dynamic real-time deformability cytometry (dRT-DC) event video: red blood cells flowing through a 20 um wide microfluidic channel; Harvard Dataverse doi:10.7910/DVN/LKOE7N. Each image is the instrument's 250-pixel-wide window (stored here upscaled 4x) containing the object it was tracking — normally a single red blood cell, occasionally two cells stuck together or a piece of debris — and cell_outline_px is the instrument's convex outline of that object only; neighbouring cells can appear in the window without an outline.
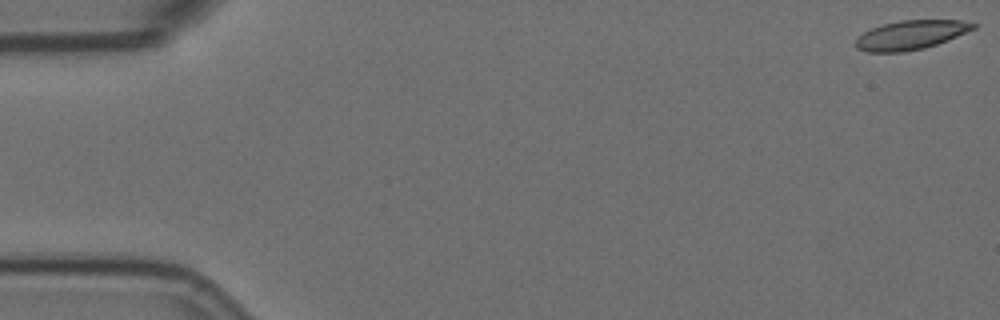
{"species": "Egyptian fruit bat (a non-hibernating species)", "species_latin": "Rousettus aegyptiacus", "temperature_condition": "room temperature", "stored_images_in_passage": 8, "camera_frame_rate_fps": 3000, "um_per_image_px": 0.085, "animal": {"sex": "female"}, "frame": {"image": 1, "passage_image": 1, "time_ms": 0.0, "image_size_px": [1000, 320], "cell_outline_px": [[976, 28], [948, 40], [924, 48], [904, 52], [868, 52], [856, 48], [856, 40], [864, 32], [872, 28], [884, 24], [900, 20], [960, 20], [976, 24]], "centroid_in_image_um": [77.43, 2.97], "position_along_channel_um": 7.6, "area_um2": 19.77}}
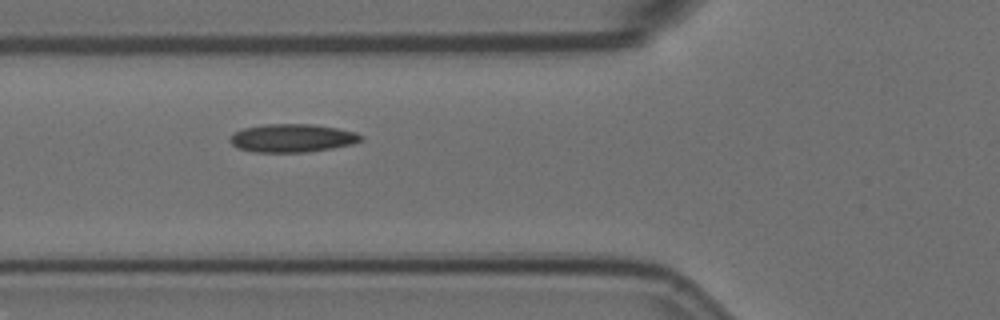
{"frame": {"image": 2, "passage_image": 7, "time_ms": 2.0, "image_size_px": [1000, 320], "cell_outline_px": [[364, 136], [360, 140], [352, 144], [332, 148], [308, 152], [252, 152], [236, 148], [228, 140], [236, 132], [244, 128], [264, 124], [312, 124], [336, 128], [356, 132]], "centroid_in_image_um": [24.82, 11.74], "position_along_channel_um": 101.0, "area_um2": 21.5}}
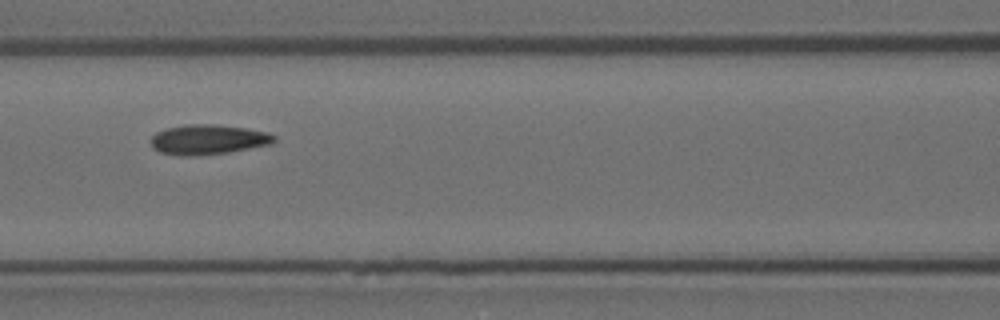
{"frame": {"image": 3, "passage_image": 8, "time_ms": 2.333, "image_size_px": [1000, 320], "cell_outline_px": [[276, 140], [272, 144], [228, 152], [196, 156], [180, 156], [160, 152], [152, 148], [152, 136], [156, 132], [168, 128], [184, 124], [212, 124], [248, 128], [268, 132], [276, 136]], "centroid_in_image_um": [17.71, 11.86], "position_along_channel_um": 148.9, "area_um2": 21.62}}